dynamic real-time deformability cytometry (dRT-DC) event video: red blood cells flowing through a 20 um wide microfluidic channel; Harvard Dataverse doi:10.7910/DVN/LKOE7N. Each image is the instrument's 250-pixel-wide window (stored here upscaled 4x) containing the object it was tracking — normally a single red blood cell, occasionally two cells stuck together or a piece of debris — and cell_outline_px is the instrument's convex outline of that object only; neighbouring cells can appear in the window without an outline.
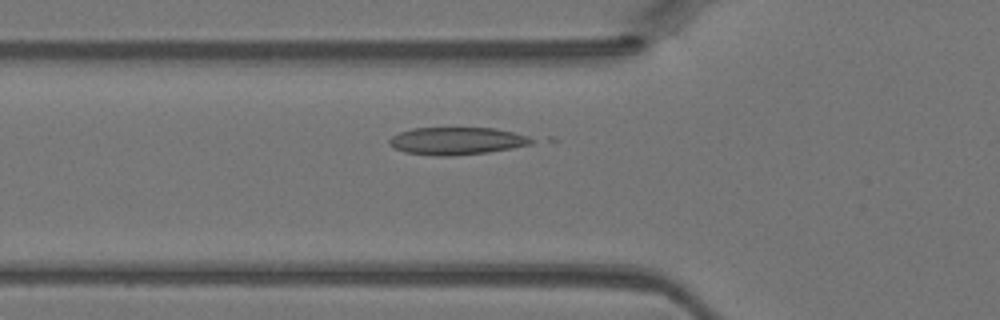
{"species": "Egyptian fruit bat (a non-hibernating species)", "species_latin": "Rousettus aegyptiacus", "temperature_condition": "warm", "stored_images_in_passage": 37, "camera_frame_rate_fps": 3000, "um_per_image_px": 0.085, "animal": {"sex": "female"}, "frame": {"image": 1, "passage_image": 12, "time_ms": 3.667, "image_size_px": [1000, 320], "cell_outline_px": [[540, 140], [532, 144], [512, 148], [488, 152], [452, 156], [436, 156], [404, 152], [392, 148], [388, 144], [388, 140], [392, 136], [400, 132], [412, 128], [496, 128], [528, 136]], "centroid_in_image_um": [38.83, 11.98], "position_along_channel_um": 87.0, "area_um2": 23.06}}
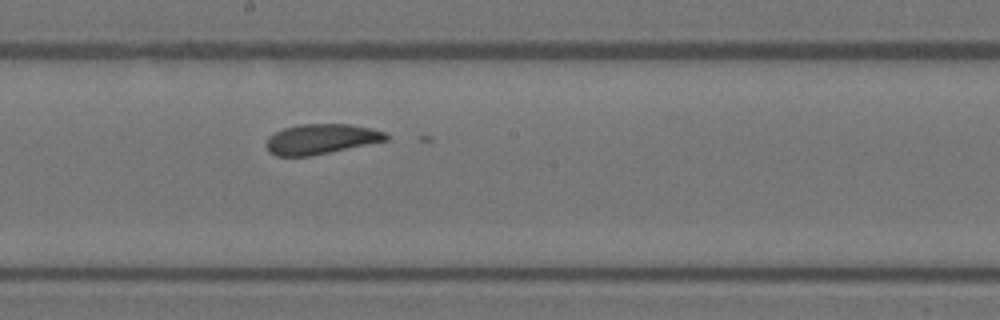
{"frame": {"image": 2, "passage_image": 21, "time_ms": 6.667, "image_size_px": [1000, 320], "cell_outline_px": [[388, 140], [312, 156], [276, 156], [268, 152], [264, 144], [268, 136], [284, 128], [300, 124], [348, 124], [372, 128], [384, 132], [388, 136]], "centroid_in_image_um": [27.25, 11.83], "position_along_channel_um": 221.0, "area_um2": 21.15}}
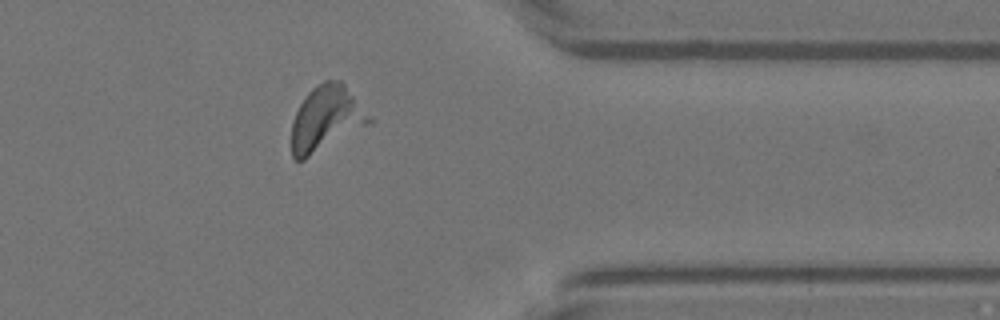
{"frame": {"image": 3, "passage_image": 33, "time_ms": 10.667, "image_size_px": [1000, 320], "cell_outline_px": [[372, 124], [304, 160], [296, 160], [292, 156], [292, 124], [296, 112], [300, 104], [308, 92], [312, 88], [324, 80], [340, 80], [344, 84], [372, 120]], "centroid_in_image_um": [27.72, 10.11], "position_along_channel_um": 383.7, "area_um2": 29.25}}